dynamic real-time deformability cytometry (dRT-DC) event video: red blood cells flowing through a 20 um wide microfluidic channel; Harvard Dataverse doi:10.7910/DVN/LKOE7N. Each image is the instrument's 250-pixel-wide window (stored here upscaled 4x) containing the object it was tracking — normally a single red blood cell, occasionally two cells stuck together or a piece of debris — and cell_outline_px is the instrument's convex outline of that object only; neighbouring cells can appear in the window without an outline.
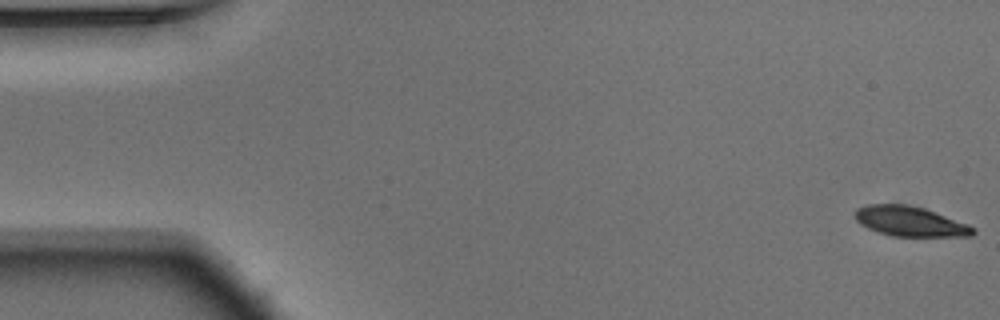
{"species": "Egyptian fruit bat (a non-hibernating species)", "species_latin": "Rousettus aegyptiacus", "temperature_condition": "warm", "stored_images_in_passage": 54, "camera_frame_rate_fps": 3000, "um_per_image_px": 0.085, "animal": {"sex": "male"}, "frame": {"image": 1, "passage_image": 1, "time_ms": 0.0, "image_size_px": [1000, 320], "cell_outline_px": [[976, 232], [972, 236], [892, 236], [868, 228], [860, 224], [856, 220], [852, 212], [856, 208], [868, 204], [908, 204], [924, 208], [968, 224], [976, 228]], "centroid_in_image_um": [77.33, 18.81], "position_along_channel_um": 7.7, "area_um2": 20.69}}
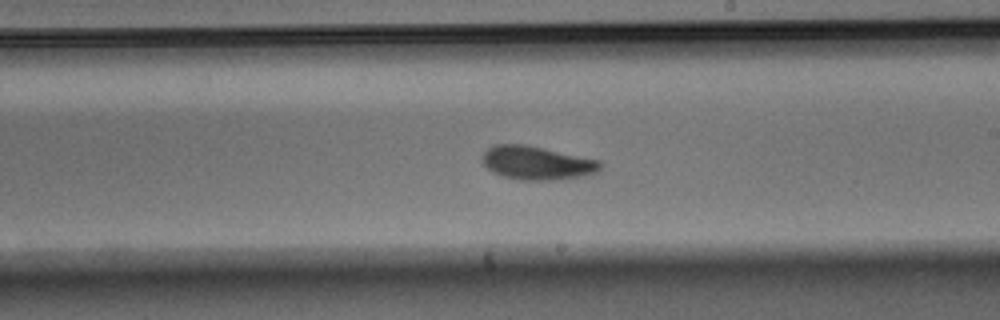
{"frame": {"image": 2, "passage_image": 31, "time_ms": 10.0, "image_size_px": [1000, 320], "cell_outline_px": [[604, 164], [600, 172], [592, 176], [560, 180], [520, 180], [504, 176], [492, 172], [480, 160], [484, 152], [488, 148], [496, 144], [524, 144], [544, 148], [600, 160]], "centroid_in_image_um": [45.73, 13.87], "position_along_channel_um": 243.3, "area_um2": 23.64}}
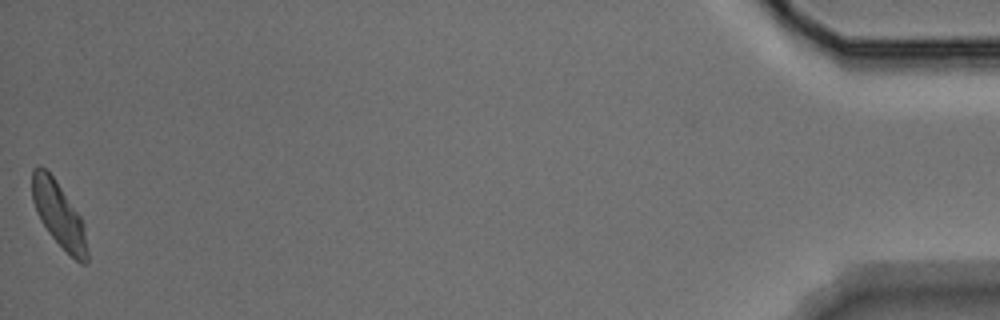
{"frame": {"image": 3, "passage_image": 54, "time_ms": 17.667, "image_size_px": [1000, 320], "cell_outline_px": [[88, 264], [80, 264], [48, 232], [40, 220], [36, 212], [32, 200], [32, 168], [36, 164], [40, 164], [52, 176], [80, 216], [88, 252]], "centroid_in_image_um": [4.96, 18.22], "position_along_channel_um": 430.2, "area_um2": 20.4}, "authors_computed_cell_mechanics": {"area_um2": 22.1085, "velocity_mm_per_s": 3.7227, "shape_relaxation_time_tau1_ms": 2.8248, "shape_relaxation_time_tau2_ms": 3.2712, "deformation_change_tau1": 0.1211, "deformation_change_tau2": 0.0826}}